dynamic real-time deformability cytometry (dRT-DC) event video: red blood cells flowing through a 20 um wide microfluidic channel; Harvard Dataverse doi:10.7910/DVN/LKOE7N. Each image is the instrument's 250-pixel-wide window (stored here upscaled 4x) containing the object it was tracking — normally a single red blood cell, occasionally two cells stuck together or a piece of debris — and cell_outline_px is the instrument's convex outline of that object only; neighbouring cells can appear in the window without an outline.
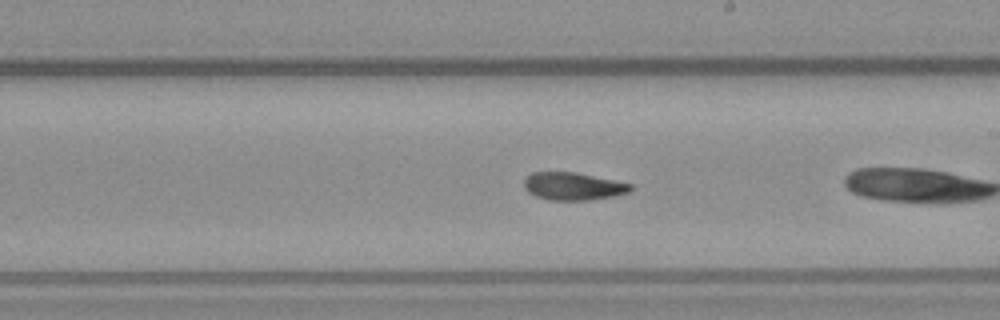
{"species": "common noctule bat (a hibernating species)", "species_latin": "Nyctalus noctula", "temperature_condition": "warm", "stored_images_in_passage": 35, "camera_frame_rate_fps": 3000, "um_per_image_px": 0.085, "animal": {"sex": "male", "body_mass_g": 23.1, "forearm_length_mm": 52.7}, "frame": {"image": 1, "passage_image": 24, "time_ms": 7.667, "image_size_px": [1000, 320], "cell_outline_px": [[632, 188], [628, 192], [612, 196], [592, 200], [552, 200], [536, 196], [528, 192], [524, 188], [524, 180], [532, 172], [576, 172], [632, 184]], "centroid_in_image_um": [48.7, 15.83], "position_along_channel_um": 240.3, "area_um2": 17.05}}
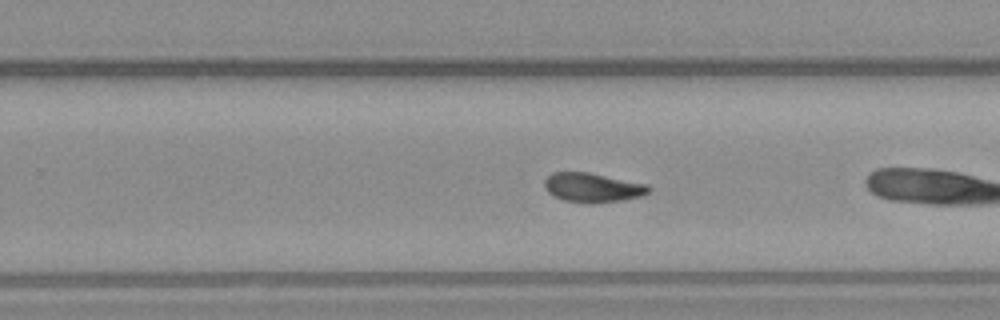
{"frame": {"image": 2, "passage_image": 27, "time_ms": 8.667, "image_size_px": [1000, 320], "cell_outline_px": [[652, 188], [648, 192], [640, 196], [624, 200], [592, 204], [564, 200], [552, 196], [544, 188], [544, 180], [552, 172], [588, 172], [648, 184]], "centroid_in_image_um": [50.36, 15.95], "position_along_channel_um": 279.4, "area_um2": 17.98}}
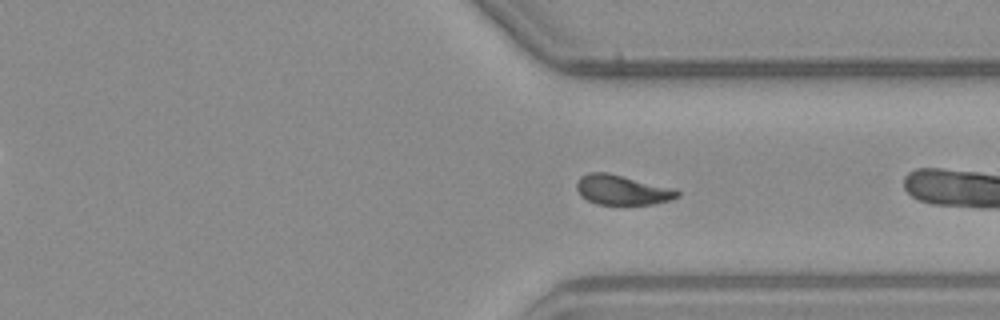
{"frame": {"image": 3, "passage_image": 33, "time_ms": 10.667, "image_size_px": [1000, 320], "cell_outline_px": [[680, 196], [672, 200], [652, 204], [596, 204], [580, 196], [576, 188], [576, 184], [580, 176], [588, 172], [608, 172], [676, 188], [680, 192]], "centroid_in_image_um": [52.91, 16.13], "position_along_channel_um": 358.5, "area_um2": 17.8}}